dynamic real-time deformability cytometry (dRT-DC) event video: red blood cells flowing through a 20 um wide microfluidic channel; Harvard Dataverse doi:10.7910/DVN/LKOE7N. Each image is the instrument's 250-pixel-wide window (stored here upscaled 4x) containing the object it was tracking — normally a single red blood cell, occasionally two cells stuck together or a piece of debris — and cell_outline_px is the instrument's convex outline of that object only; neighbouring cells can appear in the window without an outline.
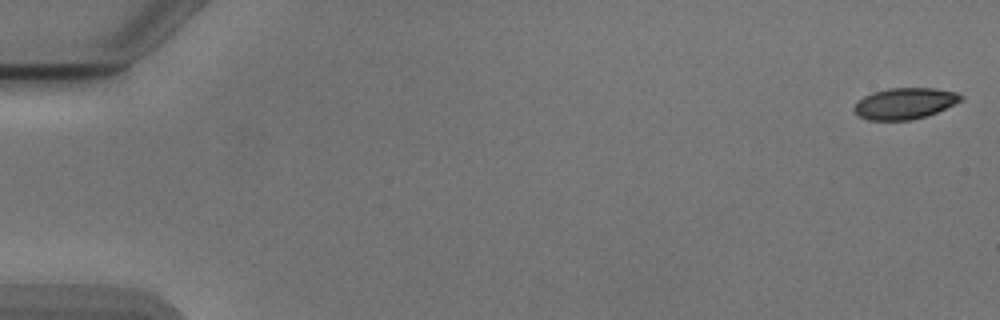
{"species": "Egyptian fruit bat (a non-hibernating species)", "species_latin": "Rousettus aegyptiacus", "temperature_condition": "cold", "stored_images_in_passage": 53, "camera_frame_rate_fps": 3000, "um_per_image_px": 0.085, "animal": {"sex": "male"}, "frame": {"image": 1, "passage_image": 1, "time_ms": 0.0, "image_size_px": [1000, 320], "cell_outline_px": [[964, 100], [928, 116], [912, 120], [868, 120], [860, 116], [852, 108], [864, 96], [872, 92], [888, 88], [936, 88], [956, 92], [964, 96]], "centroid_in_image_um": [76.95, 8.79], "position_along_channel_um": 8.0, "area_um2": 19.54}}
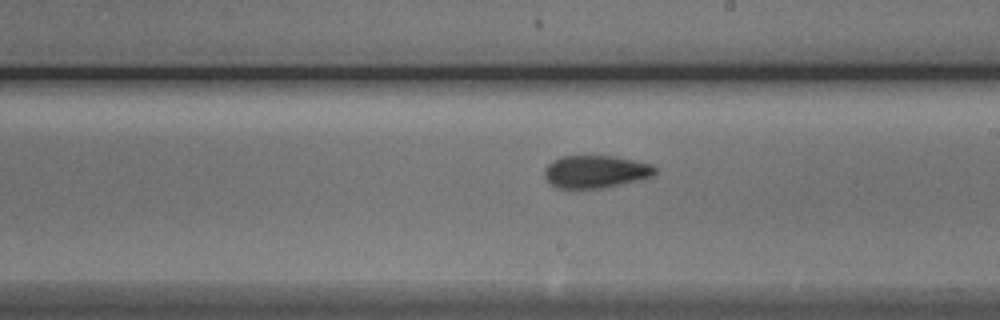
{"frame": {"image": 2, "passage_image": 31, "time_ms": 10.0, "image_size_px": [1000, 320], "cell_outline_px": [[656, 172], [652, 176], [644, 180], [604, 188], [556, 188], [544, 176], [544, 168], [552, 160], [564, 156], [612, 156], [652, 164], [656, 168]], "centroid_in_image_um": [50.65, 14.6], "position_along_channel_um": 238.3, "area_um2": 21.15}}
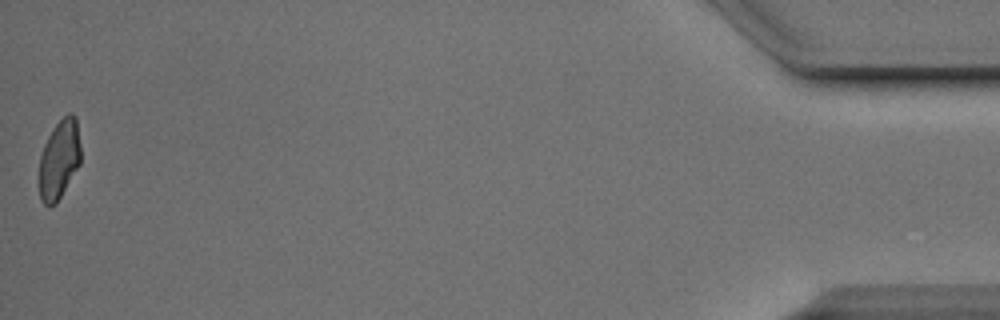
{"frame": {"image": 3, "passage_image": 53, "time_ms": 17.333, "image_size_px": [1000, 320], "cell_outline_px": [[80, 164], [56, 204], [48, 208], [40, 200], [40, 156], [44, 144], [48, 136], [56, 124], [68, 112], [72, 112], [76, 116], [80, 148]], "centroid_in_image_um": [5.04, 13.56], "position_along_channel_um": 430.2, "area_um2": 19.13}, "authors_computed_cell_mechanics": {"area_um2": 20.519, "velocity_mm_per_s": 3.8874, "shape_relaxation_time_tau1_ms": 6.3976, "shape_relaxation_time_tau2_ms": 1.963, "deformation_change_tau1": 0.1612, "deformation_change_tau2": 0.0808}}